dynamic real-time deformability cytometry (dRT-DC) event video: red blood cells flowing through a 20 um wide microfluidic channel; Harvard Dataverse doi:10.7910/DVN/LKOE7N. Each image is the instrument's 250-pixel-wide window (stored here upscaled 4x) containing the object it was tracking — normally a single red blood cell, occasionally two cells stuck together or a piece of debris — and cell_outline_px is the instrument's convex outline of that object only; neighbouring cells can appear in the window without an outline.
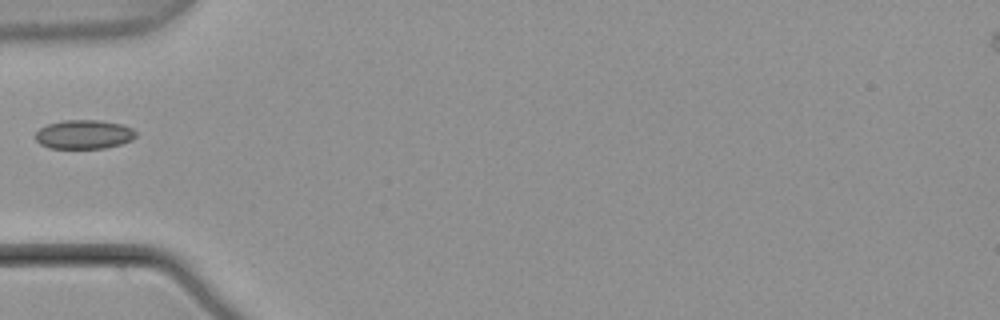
{"species": "common noctule bat (a hibernating species)", "species_latin": "Nyctalus noctula", "temperature_condition": "warm", "stored_images_in_passage": 5, "segment_of_instrument_passage": [2, 2], "camera_frame_rate_fps": 3000, "um_per_image_px": 0.085, "animal": {"sex": "male", "body_mass_g": 21.5, "forearm_length_mm": 52.0}, "frame": {"image": 1, "passage_image": 5, "time_ms": 1.333, "image_size_px": [1000, 320], "cell_outline_px": [[136, 136], [132, 140], [120, 144], [104, 148], [48, 148], [40, 144], [36, 140], [36, 132], [40, 128], [48, 124], [64, 120], [100, 120], [124, 124], [132, 128], [136, 132]], "centroid_in_image_um": [7.15, 11.42], "position_along_channel_um": 77.8, "area_um2": 17.05}}